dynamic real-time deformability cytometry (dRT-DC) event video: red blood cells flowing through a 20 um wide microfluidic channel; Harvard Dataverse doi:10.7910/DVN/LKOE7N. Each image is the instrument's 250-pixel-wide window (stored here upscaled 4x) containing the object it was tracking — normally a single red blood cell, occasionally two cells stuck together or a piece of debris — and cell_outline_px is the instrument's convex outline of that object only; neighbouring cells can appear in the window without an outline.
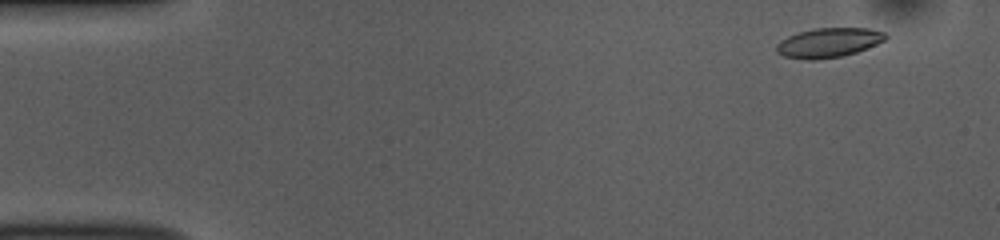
{"species": "common noctule bat (a hibernating species)", "species_latin": "Nyctalus noctula", "temperature_condition": "room temperature", "stored_images_in_passage": 42, "camera_frame_rate_fps": 3000, "um_per_image_px": 0.085, "animal": {"sex": "female", "body_mass_g": 10.0, "forearm_length_mm": 53.1}, "frame": {"image": 1, "passage_image": 4, "time_ms": 1.0, "image_size_px": [1000, 240], "cell_outline_px": [[888, 36], [884, 40], [876, 44], [856, 52], [840, 56], [816, 60], [804, 60], [784, 56], [776, 52], [776, 44], [780, 40], [796, 32], [812, 28], [868, 28], [884, 32]], "centroid_in_image_um": [70.38, 3.62], "position_along_channel_um": 14.6, "area_um2": 18.84}}
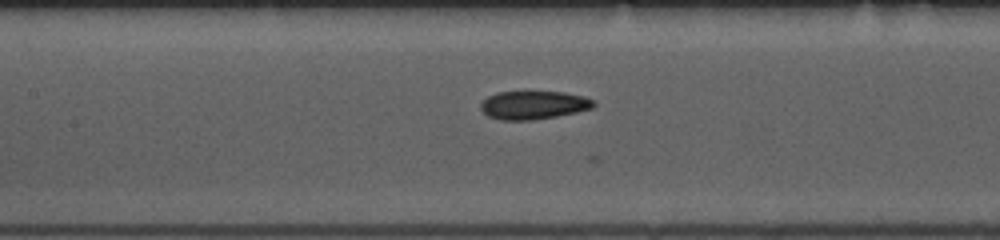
{"frame": {"image": 2, "passage_image": 24, "time_ms": 7.667, "image_size_px": [1000, 240], "cell_outline_px": [[596, 104], [592, 108], [576, 112], [556, 116], [532, 120], [500, 120], [488, 116], [480, 108], [480, 104], [488, 96], [496, 92], [564, 92], [584, 96], [592, 100]], "centroid_in_image_um": [45.33, 8.93], "position_along_channel_um": 162.1, "area_um2": 18.55}}
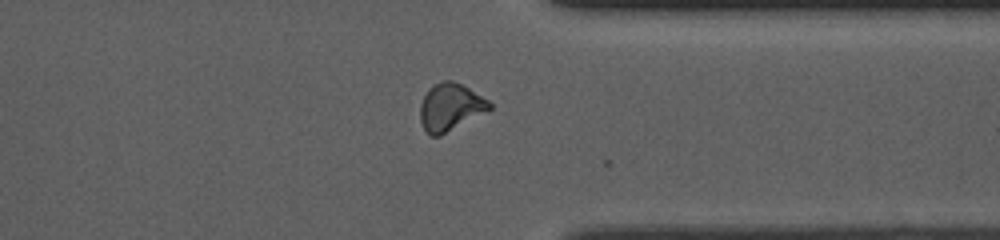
{"frame": {"image": 3, "passage_image": 41, "time_ms": 13.333, "image_size_px": [1000, 240], "cell_outline_px": [[492, 108], [440, 136], [432, 136], [424, 128], [420, 120], [420, 104], [428, 88], [444, 80], [452, 80], [468, 88], [488, 100], [492, 104]], "centroid_in_image_um": [38.26, 9.1], "position_along_channel_um": 373.1, "area_um2": 18.79}}